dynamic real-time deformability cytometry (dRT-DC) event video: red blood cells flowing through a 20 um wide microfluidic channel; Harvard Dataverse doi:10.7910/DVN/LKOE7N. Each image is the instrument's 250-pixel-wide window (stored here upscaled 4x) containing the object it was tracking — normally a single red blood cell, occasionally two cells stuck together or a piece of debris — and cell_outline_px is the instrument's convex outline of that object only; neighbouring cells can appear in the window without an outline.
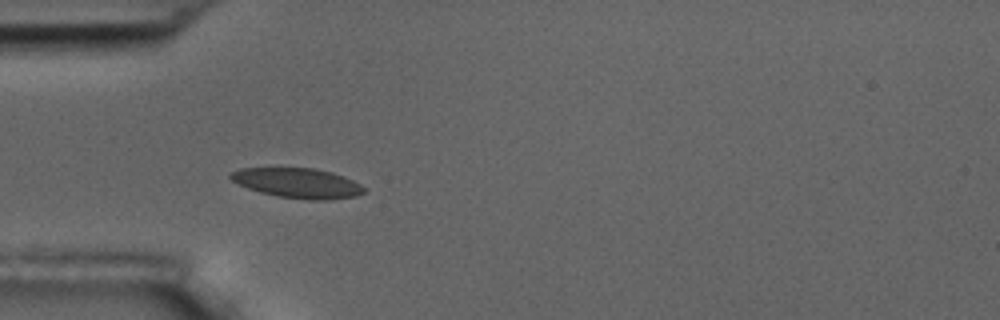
{"species": "common noctule bat (a hibernating species)", "species_latin": "Nyctalus noctula", "temperature_condition": "room temperature", "stored_images_in_passage": 2, "camera_frame_rate_fps": 3000, "um_per_image_px": 0.085, "animal": {"sex": "male", "body_mass_g": 17.5, "forearm_length_mm": 52.3}, "frame": {"image": 1, "passage_image": 1, "time_ms": 0.0, "image_size_px": [1000, 320], "cell_outline_px": [[364, 192], [356, 196], [328, 200], [312, 200], [276, 196], [260, 192], [248, 188], [232, 180], [228, 176], [232, 172], [240, 168], [312, 168], [332, 172], [344, 176], [360, 184], [364, 188]], "centroid_in_image_um": [25.31, 15.56], "position_along_channel_um": 59.7, "area_um2": 23.12}}